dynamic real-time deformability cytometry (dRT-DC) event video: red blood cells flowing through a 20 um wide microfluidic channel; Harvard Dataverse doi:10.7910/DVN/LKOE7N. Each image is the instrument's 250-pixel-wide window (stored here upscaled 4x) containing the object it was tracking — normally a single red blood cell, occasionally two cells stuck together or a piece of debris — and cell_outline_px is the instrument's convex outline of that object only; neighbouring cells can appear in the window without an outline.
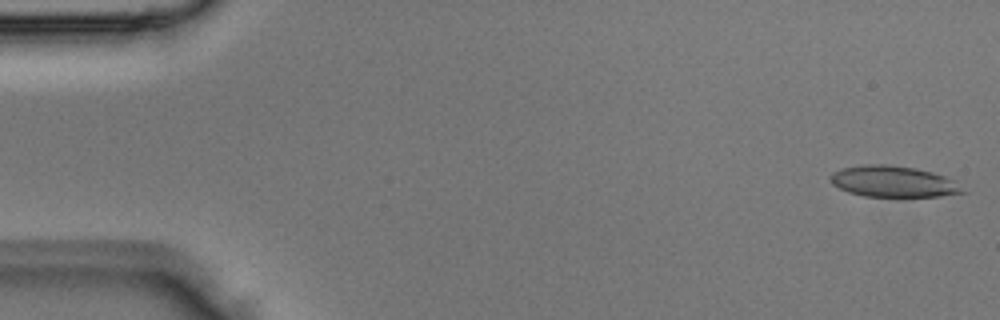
{"species": "Egyptian fruit bat (a non-hibernating species)", "species_latin": "Rousettus aegyptiacus", "temperature_condition": "room temperature", "stored_images_in_passage": 5, "camera_frame_rate_fps": 3000, "um_per_image_px": 0.085, "animal": {"sex": "male"}, "frame": {"image": 1, "passage_image": 1, "time_ms": 0.0, "image_size_px": [1000, 320], "cell_outline_px": [[968, 192], [940, 196], [864, 196], [848, 192], [832, 184], [828, 176], [832, 172], [844, 168], [864, 164], [884, 164], [916, 168], [932, 172], [944, 176], [952, 180]], "centroid_in_image_um": [75.9, 15.42], "position_along_channel_um": 9.1, "area_um2": 23.87}}